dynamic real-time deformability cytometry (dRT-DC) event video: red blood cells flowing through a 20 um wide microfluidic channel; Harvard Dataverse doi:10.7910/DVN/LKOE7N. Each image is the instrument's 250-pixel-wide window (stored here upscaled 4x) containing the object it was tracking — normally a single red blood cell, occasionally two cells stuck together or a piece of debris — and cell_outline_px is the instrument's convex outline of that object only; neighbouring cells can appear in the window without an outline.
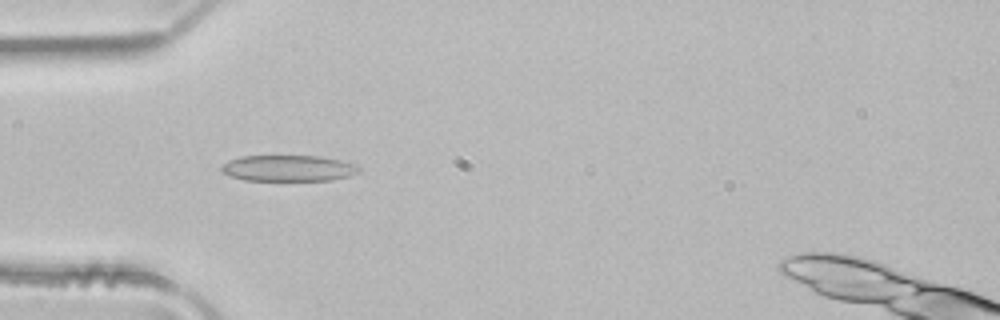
{"species": "common noctule bat (a hibernating species)", "species_latin": "Nyctalus noctula", "temperature_condition": "room temperature", "stored_images_in_passage": 5, "camera_frame_rate_fps": 3000, "um_per_image_px": 0.085, "animal": {"sex": "male", "body_mass_g": 21.5, "forearm_length_mm": 52.0}, "frame": {"image": 1, "passage_image": 3, "time_ms": 0.667, "image_size_px": [1000, 320], "cell_outline_px": [[360, 172], [352, 176], [332, 180], [244, 180], [228, 176], [220, 172], [220, 168], [228, 160], [240, 156], [320, 156], [340, 160], [356, 164], [360, 168]], "centroid_in_image_um": [24.51, 14.3], "position_along_channel_um": 60.5, "area_um2": 21.15}}
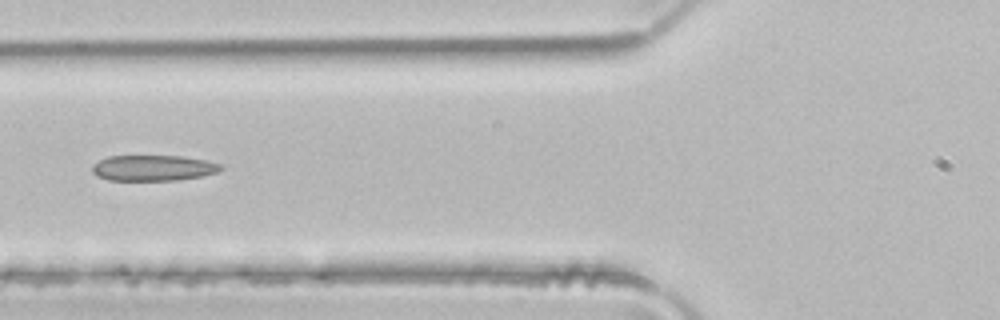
{"frame": {"image": 2, "passage_image": 4, "time_ms": 1.0, "image_size_px": [1000, 320], "cell_outline_px": [[224, 168], [220, 172], [200, 176], [176, 180], [108, 180], [96, 176], [92, 172], [92, 168], [100, 160], [108, 156], [184, 156], [204, 160], [220, 164]], "centroid_in_image_um": [13.04, 14.28], "position_along_channel_um": 112.8, "area_um2": 19.19}}
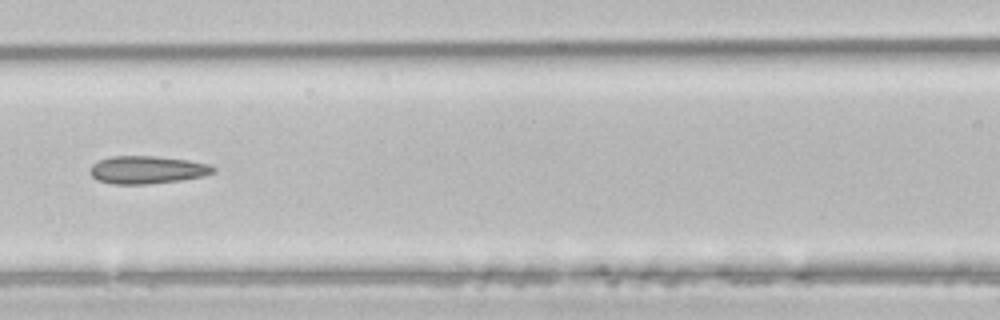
{"frame": {"image": 3, "passage_image": 5, "time_ms": 1.333, "image_size_px": [1000, 320], "cell_outline_px": [[216, 172], [204, 176], [180, 180], [148, 184], [112, 184], [96, 180], [88, 172], [92, 164], [100, 160], [112, 156], [156, 156], [188, 160], [208, 164], [216, 168]], "centroid_in_image_um": [12.5, 14.44], "position_along_channel_um": 154.1, "area_um2": 20.06}}